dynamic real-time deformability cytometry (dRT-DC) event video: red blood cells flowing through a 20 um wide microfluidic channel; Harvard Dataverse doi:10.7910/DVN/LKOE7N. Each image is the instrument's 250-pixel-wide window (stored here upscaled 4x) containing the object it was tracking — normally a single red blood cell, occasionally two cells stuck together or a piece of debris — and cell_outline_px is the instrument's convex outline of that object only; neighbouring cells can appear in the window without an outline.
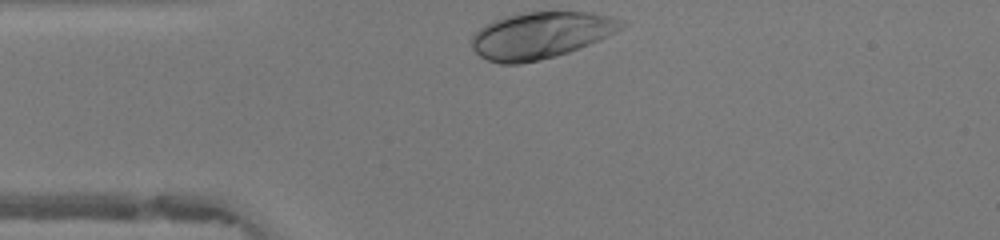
{"species": "human", "species_latin": "Homo sapiens", "temperature_condition": "warm", "stored_images_in_passage": 27, "camera_frame_rate_fps": 3000, "um_per_image_px": 0.085, "donor": {"sex": "female"}, "frame": {"image": 1, "passage_image": 1, "time_ms": 0.0, "image_size_px": [1000, 240], "cell_outline_px": [[628, 24], [624, 28], [588, 44], [568, 52], [556, 56], [540, 60], [520, 64], [500, 64], [488, 60], [480, 56], [472, 48], [472, 36], [484, 24], [492, 20], [504, 16], [528, 12], [588, 12], [608, 16], [620, 20]], "centroid_in_image_um": [45.93, 3.0], "position_along_channel_um": 39.1, "area_um2": 40.46}}
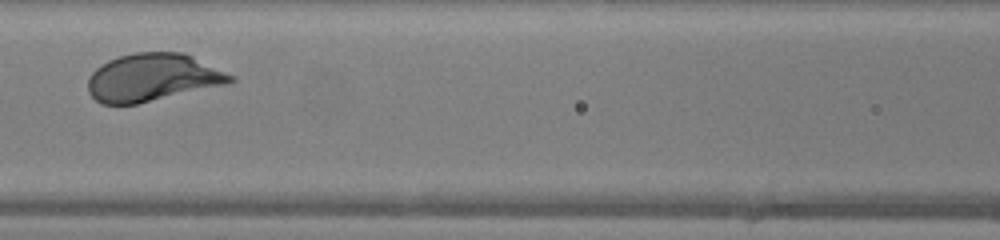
{"frame": {"image": 2, "passage_image": 11, "time_ms": 3.333, "image_size_px": [1000, 240], "cell_outline_px": [[236, 80], [228, 84], [136, 104], [100, 104], [88, 92], [88, 76], [100, 64], [108, 60], [120, 56], [136, 52], [184, 52], [236, 76]], "centroid_in_image_um": [12.98, 6.58], "position_along_channel_um": 153.6, "area_um2": 39.77}}
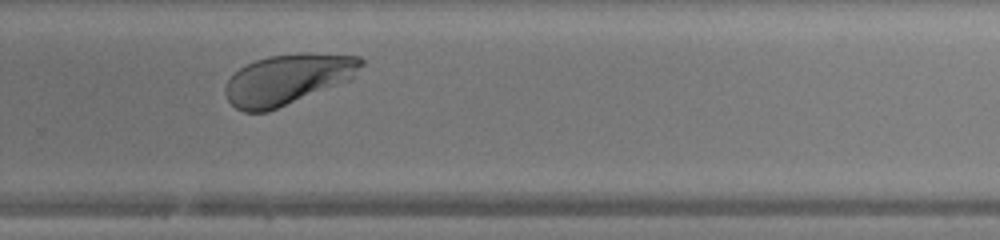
{"frame": {"image": 3, "passage_image": 22, "time_ms": 7.0, "image_size_px": [1000, 240], "cell_outline_px": [[364, 64], [348, 80], [268, 112], [244, 112], [236, 108], [228, 100], [224, 92], [224, 88], [228, 80], [240, 68], [256, 60], [268, 56], [300, 52], [308, 52], [360, 56], [364, 60]], "centroid_in_image_um": [24.44, 6.73], "position_along_channel_um": 305.4, "area_um2": 39.65}, "authors_computed_cell_mechanics": {"area_um2": 39.7086, "velocity_mm_per_s": 4.1471, "shape_relaxation_time_tau1_ms": 1.2765, "shape_relaxation_time_tau2_ms": null, "deformation_change_tau1": 0.1351, "deformation_change_tau2": null}}